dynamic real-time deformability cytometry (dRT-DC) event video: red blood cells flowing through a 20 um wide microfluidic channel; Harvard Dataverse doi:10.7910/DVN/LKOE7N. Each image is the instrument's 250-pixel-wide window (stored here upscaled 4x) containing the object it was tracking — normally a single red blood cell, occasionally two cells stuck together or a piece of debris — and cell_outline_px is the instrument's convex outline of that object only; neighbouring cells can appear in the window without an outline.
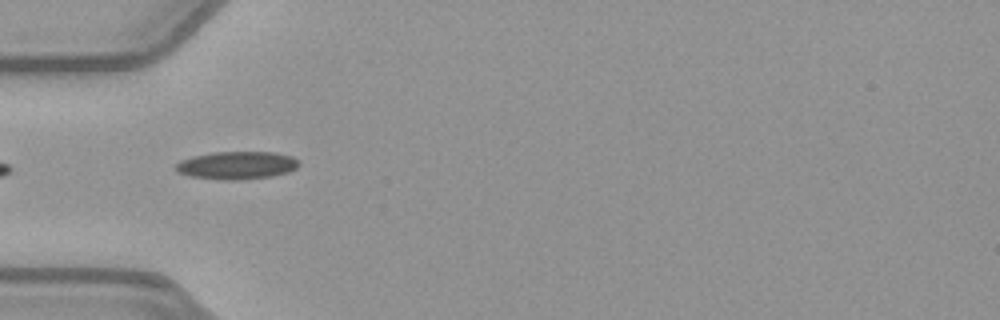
{"species": "common noctule bat (a hibernating species)", "species_latin": "Nyctalus noctula", "temperature_condition": "warm", "stored_images_in_passage": 36, "camera_frame_rate_fps": 3000, "um_per_image_px": 0.085, "animal": {"sex": "female", "body_mass_g": 21.9}, "frame": {"image": 1, "passage_image": 1, "time_ms": 0.0, "image_size_px": [1000, 320], "cell_outline_px": [[300, 164], [296, 168], [288, 172], [272, 176], [236, 180], [224, 180], [188, 176], [176, 172], [176, 164], [180, 160], [192, 156], [212, 152], [276, 152], [292, 156]], "centroid_in_image_um": [20.1, 14.05], "position_along_channel_um": 64.9, "area_um2": 20.06}}
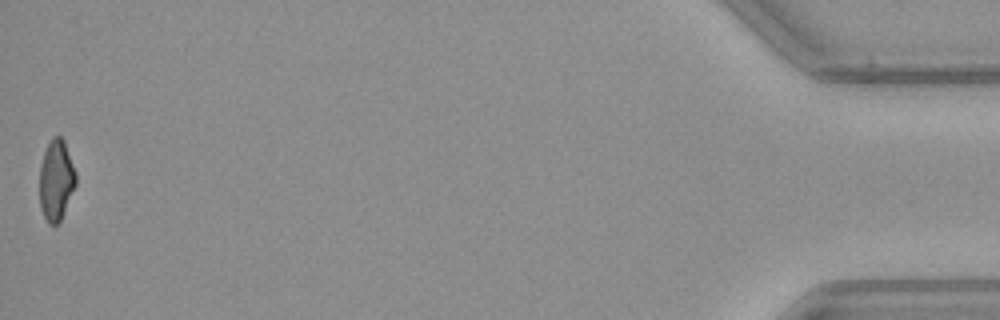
{"frame": {"image": 2, "passage_image": 36, "time_ms": 11.667, "image_size_px": [1000, 320], "cell_outline_px": [[76, 184], [60, 220], [56, 224], [48, 224], [40, 208], [40, 164], [44, 152], [52, 136], [60, 136], [64, 140], [76, 172]], "centroid_in_image_um": [4.77, 15.29], "position_along_channel_um": 430.4, "area_um2": 16.94}, "authors_computed_cell_mechanics": {"area_um2": 18.9006, "velocity_mm_per_s": 3.9849, "shape_relaxation_time_tau1_ms": 10.2264, "shape_relaxation_time_tau2_ms": 3.2628, "deformation_change_tau1": 0.2343, "deformation_change_tau2": 0.1011}}